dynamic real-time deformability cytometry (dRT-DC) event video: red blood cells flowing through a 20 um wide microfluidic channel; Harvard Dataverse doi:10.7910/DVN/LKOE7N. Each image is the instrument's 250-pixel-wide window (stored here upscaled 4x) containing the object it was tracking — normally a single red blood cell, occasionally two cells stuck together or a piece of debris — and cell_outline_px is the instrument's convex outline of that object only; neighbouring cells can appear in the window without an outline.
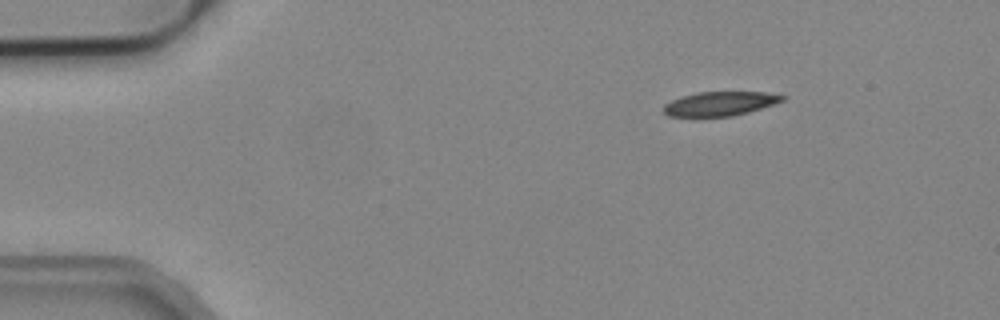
{"species": "common noctule bat (a hibernating species)", "species_latin": "Nyctalus noctula", "temperature_condition": "cold", "stored_images_in_passage": 3, "camera_frame_rate_fps": 3000, "um_per_image_px": 0.085, "animal": {"sex": "male", "body_mass_g": 19.2, "forearm_length_mm": 51.8}, "frame": {"image": 1, "passage_image": 1, "time_ms": 0.0, "image_size_px": [1000, 320], "cell_outline_px": [[788, 96], [784, 100], [748, 112], [732, 116], [668, 116], [664, 112], [664, 104], [680, 96], [696, 92], [764, 92]], "centroid_in_image_um": [61.18, 8.8], "position_along_channel_um": 23.8, "area_um2": 16.59}}